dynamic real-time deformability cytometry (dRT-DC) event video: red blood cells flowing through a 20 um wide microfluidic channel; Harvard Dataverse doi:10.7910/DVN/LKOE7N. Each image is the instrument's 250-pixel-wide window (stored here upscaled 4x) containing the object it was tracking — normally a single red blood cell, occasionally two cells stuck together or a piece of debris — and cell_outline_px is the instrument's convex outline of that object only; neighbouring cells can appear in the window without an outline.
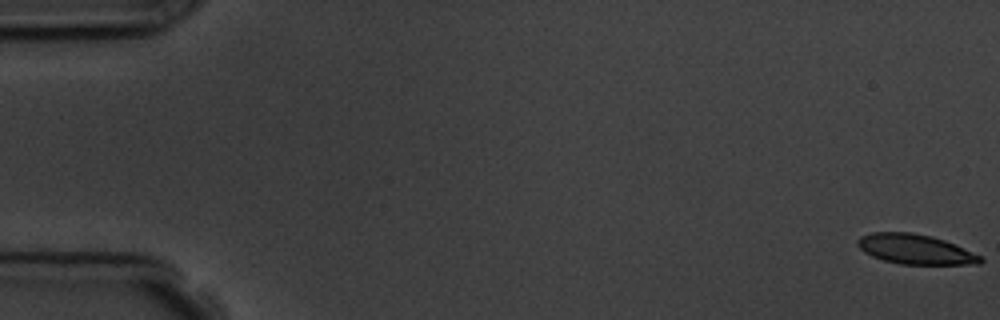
{"species": "common noctule bat (a hibernating species)", "species_latin": "Nyctalus noctula", "temperature_condition": "room temperature", "stored_images_in_passage": 5, "camera_frame_rate_fps": 3000, "um_per_image_px": 0.085, "animal": {"sex": "male", "body_mass_g": 19.5, "forearm_length_mm": 54.6}, "frame": {"image": 1, "passage_image": 1, "time_ms": 0.0, "image_size_px": [1000, 320], "cell_outline_px": [[984, 260], [980, 264], [900, 264], [884, 260], [872, 256], [864, 252], [856, 244], [856, 240], [860, 236], [872, 232], [912, 232], [932, 236], [956, 244], [980, 256]], "centroid_in_image_um": [77.78, 21.17], "position_along_channel_um": 7.2, "area_um2": 21.39}}
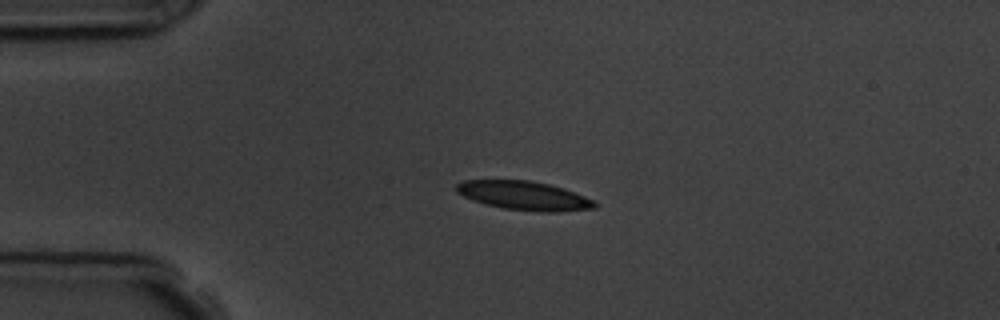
{"frame": {"image": 2, "passage_image": 4, "time_ms": 4.333, "image_size_px": [1000, 320], "cell_outline_px": [[600, 204], [596, 208], [556, 212], [540, 212], [504, 208], [484, 204], [472, 200], [456, 192], [456, 184], [464, 180], [528, 180], [548, 184], [564, 188], [596, 200]], "centroid_in_image_um": [44.59, 16.63], "position_along_channel_um": 40.4, "area_um2": 23.47}}